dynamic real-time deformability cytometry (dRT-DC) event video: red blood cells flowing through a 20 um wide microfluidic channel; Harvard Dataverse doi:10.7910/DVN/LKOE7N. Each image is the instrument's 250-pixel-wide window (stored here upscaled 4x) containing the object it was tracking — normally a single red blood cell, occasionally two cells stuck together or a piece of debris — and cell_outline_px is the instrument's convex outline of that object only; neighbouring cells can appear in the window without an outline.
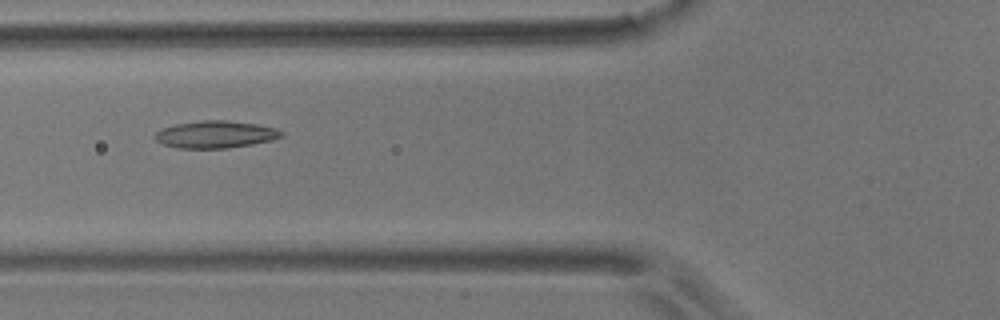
{"species": "common noctule bat (a hibernating species)", "species_latin": "Nyctalus noctula", "temperature_condition": "room temperature", "stored_images_in_passage": 8, "camera_frame_rate_fps": 3000, "um_per_image_px": 0.085, "animal": {"sex": "male", "body_mass_g": 17.9}, "frame": {"image": 1, "passage_image": 6, "time_ms": 1.667, "image_size_px": [1000, 320], "cell_outline_px": [[284, 136], [272, 140], [252, 144], [228, 148], [176, 148], [164, 144], [156, 140], [156, 132], [164, 128], [176, 124], [204, 120], [228, 120], [256, 124], [276, 128], [284, 132]], "centroid_in_image_um": [18.37, 11.42], "position_along_channel_um": 107.4, "area_um2": 19.94}}
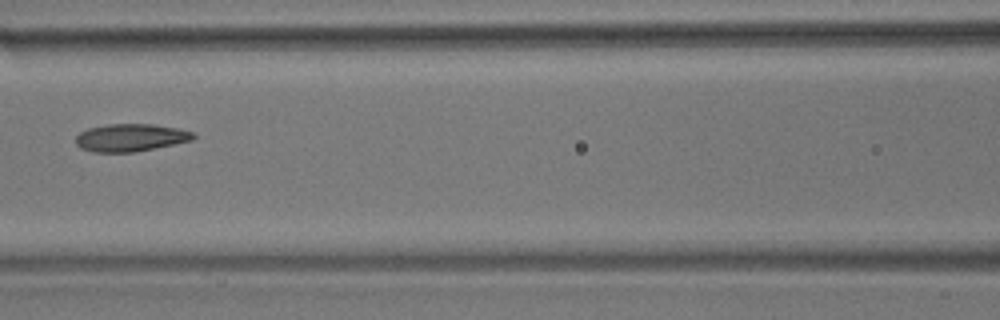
{"frame": {"image": 2, "passage_image": 7, "time_ms": 2.0, "image_size_px": [1000, 320], "cell_outline_px": [[196, 136], [192, 140], [136, 152], [92, 152], [80, 148], [76, 144], [76, 136], [80, 132], [88, 128], [108, 124], [152, 124], [180, 128], [192, 132]], "centroid_in_image_um": [11.09, 11.7], "position_along_channel_um": 155.5, "area_um2": 18.96}}
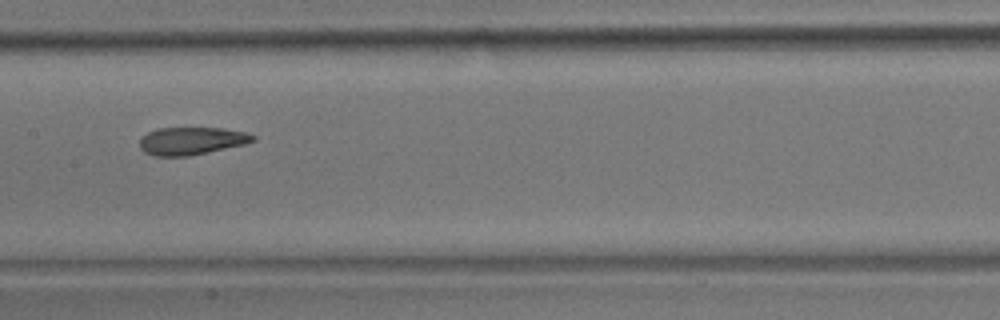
{"frame": {"image": 3, "passage_image": 8, "time_ms": 2.333, "image_size_px": [1000, 320], "cell_outline_px": [[256, 140], [244, 144], [188, 156], [152, 156], [144, 152], [140, 148], [140, 136], [156, 128], [224, 128], [244, 132], [256, 136]], "centroid_in_image_um": [16.23, 11.97], "position_along_channel_um": 191.2, "area_um2": 18.26}}